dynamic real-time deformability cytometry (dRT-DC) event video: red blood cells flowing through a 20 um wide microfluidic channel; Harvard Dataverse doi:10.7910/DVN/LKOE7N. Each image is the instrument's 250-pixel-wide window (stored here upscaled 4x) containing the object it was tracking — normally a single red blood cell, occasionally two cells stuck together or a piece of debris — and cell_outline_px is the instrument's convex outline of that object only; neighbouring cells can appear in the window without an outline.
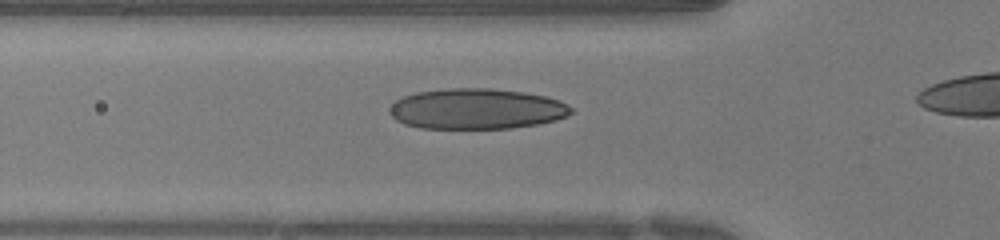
{"species": "human", "species_latin": "Homo sapiens", "temperature_condition": "warm", "stored_images_in_passage": 30, "camera_frame_rate_fps": 3000, "um_per_image_px": 0.085, "donor": {"sex": "female"}, "frame": {"image": 1, "passage_image": 6, "time_ms": 1.667, "image_size_px": [1000, 240], "cell_outline_px": [[572, 112], [568, 116], [556, 120], [536, 124], [512, 128], [420, 128], [404, 124], [396, 120], [388, 112], [388, 108], [396, 100], [404, 96], [416, 92], [448, 88], [488, 88], [524, 92], [544, 96], [560, 100], [568, 104], [572, 108]], "centroid_in_image_um": [40.5, 9.25], "position_along_channel_um": 85.3, "area_um2": 43.06}}
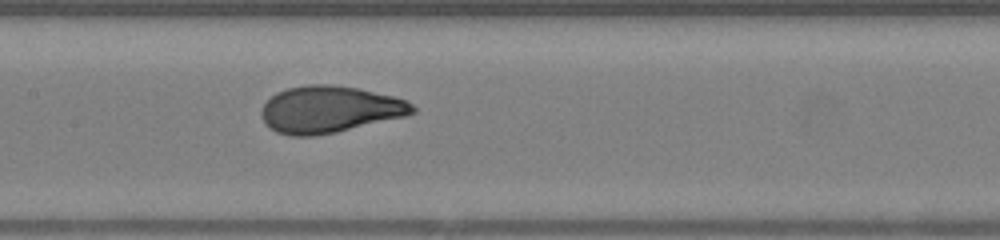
{"frame": {"image": 2, "passage_image": 13, "time_ms": 4.0, "image_size_px": [1000, 240], "cell_outline_px": [[416, 112], [404, 116], [336, 132], [312, 136], [292, 136], [276, 132], [264, 120], [260, 112], [264, 104], [276, 92], [288, 88], [308, 84], [328, 84], [356, 88], [392, 96], [404, 100], [412, 104], [416, 108]], "centroid_in_image_um": [28.0, 9.3], "position_along_channel_um": 179.4, "area_um2": 40.69}}
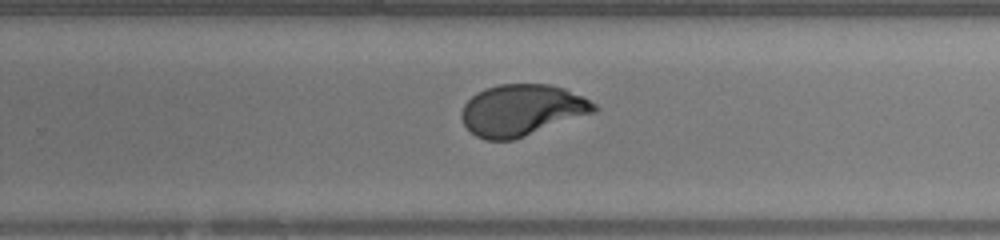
{"frame": {"image": 3, "passage_image": 21, "time_ms": 6.667, "image_size_px": [1000, 240], "cell_outline_px": [[600, 108], [596, 112], [512, 140], [484, 140], [476, 136], [464, 124], [460, 116], [460, 112], [464, 104], [476, 92], [484, 88], [500, 84], [548, 84], [564, 88], [584, 96], [596, 104]], "centroid_in_image_um": [44.36, 9.35], "position_along_channel_um": 285.4, "area_um2": 39.82}}